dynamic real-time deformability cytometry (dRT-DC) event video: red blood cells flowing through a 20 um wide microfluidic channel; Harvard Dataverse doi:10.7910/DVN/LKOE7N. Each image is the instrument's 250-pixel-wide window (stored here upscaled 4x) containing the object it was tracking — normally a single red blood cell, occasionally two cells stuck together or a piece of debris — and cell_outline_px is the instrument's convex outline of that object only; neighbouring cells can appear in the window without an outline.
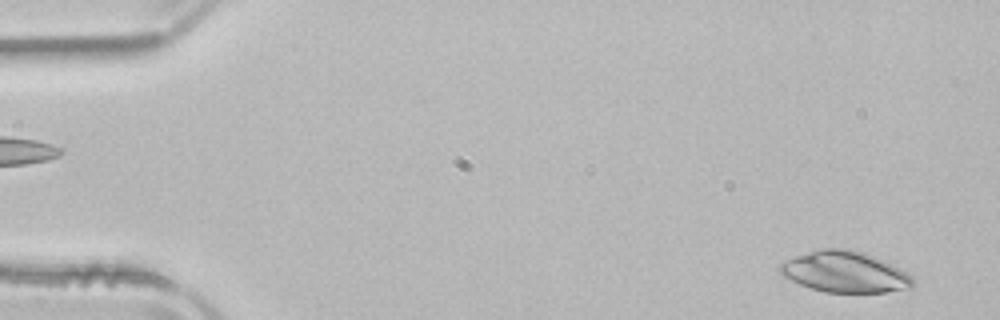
{"species": "common noctule bat (a hibernating species)", "species_latin": "Nyctalus noctula", "temperature_condition": "room temperature", "stored_images_in_passage": 51, "camera_frame_rate_fps": 3000, "um_per_image_px": 0.085, "animal": {"sex": "male", "body_mass_g": 21.5, "forearm_length_mm": 52.0}, "frame": {"image": 1, "passage_image": 3, "time_ms": 0.667, "image_size_px": [1000, 320], "cell_outline_px": [[916, 284], [912, 288], [884, 292], [824, 292], [800, 284], [784, 276], [776, 268], [780, 264], [796, 256], [820, 248], [844, 248], [864, 252], [884, 260], [900, 268], [912, 276]], "centroid_in_image_um": [71.85, 23.11], "position_along_channel_um": 13.1, "area_um2": 31.79}}
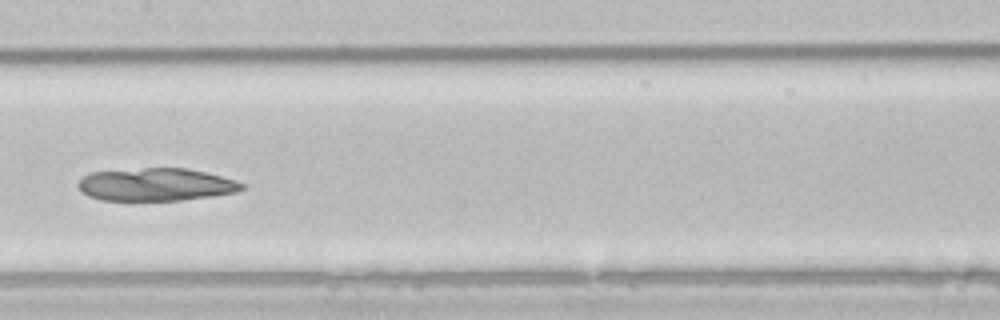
{"frame": {"image": 2, "passage_image": 26, "time_ms": 8.333, "image_size_px": [1000, 320], "cell_outline_px": [[244, 188], [236, 192], [212, 196], [180, 200], [100, 200], [88, 196], [80, 192], [76, 184], [88, 172], [144, 168], [188, 168], [236, 180], [244, 184]], "centroid_in_image_um": [13.21, 15.68], "position_along_channel_um": 194.2, "area_um2": 31.33}}
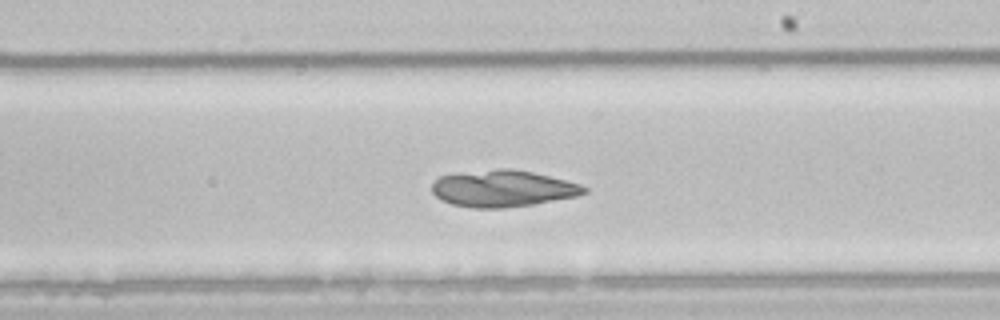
{"frame": {"image": 3, "passage_image": 30, "time_ms": 9.667, "image_size_px": [1000, 320], "cell_outline_px": [[588, 192], [576, 196], [536, 204], [504, 208], [472, 208], [452, 204], [440, 200], [432, 192], [432, 184], [440, 176], [496, 168], [512, 168], [532, 172], [580, 184], [588, 188]], "centroid_in_image_um": [42.74, 16.03], "position_along_channel_um": 246.3, "area_um2": 32.48}}